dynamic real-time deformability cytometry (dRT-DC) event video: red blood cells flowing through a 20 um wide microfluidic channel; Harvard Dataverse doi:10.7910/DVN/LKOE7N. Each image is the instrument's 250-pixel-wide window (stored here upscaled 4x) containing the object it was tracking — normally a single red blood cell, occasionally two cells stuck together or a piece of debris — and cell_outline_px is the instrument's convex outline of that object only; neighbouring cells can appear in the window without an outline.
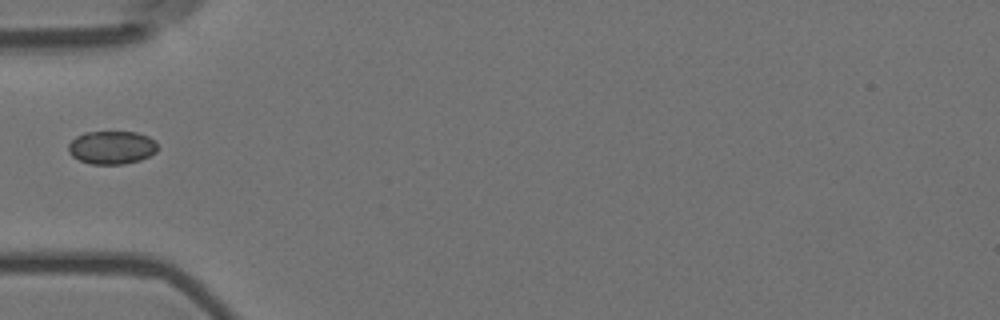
{"species": "Egyptian fruit bat (a non-hibernating species)", "species_latin": "Rousettus aegyptiacus", "temperature_condition": "room temperature", "stored_images_in_passage": 2, "camera_frame_rate_fps": 3000, "um_per_image_px": 0.085, "animal": {"sex": "female"}, "frame": {"image": 1, "passage_image": 1, "time_ms": 0.0, "image_size_px": [1000, 320], "cell_outline_px": [[160, 148], [156, 152], [140, 160], [124, 164], [92, 164], [80, 160], [72, 156], [68, 152], [68, 144], [76, 136], [84, 132], [136, 132], [148, 136], [156, 140]], "centroid_in_image_um": [9.52, 12.53], "position_along_channel_um": 75.5, "area_um2": 17.46}}